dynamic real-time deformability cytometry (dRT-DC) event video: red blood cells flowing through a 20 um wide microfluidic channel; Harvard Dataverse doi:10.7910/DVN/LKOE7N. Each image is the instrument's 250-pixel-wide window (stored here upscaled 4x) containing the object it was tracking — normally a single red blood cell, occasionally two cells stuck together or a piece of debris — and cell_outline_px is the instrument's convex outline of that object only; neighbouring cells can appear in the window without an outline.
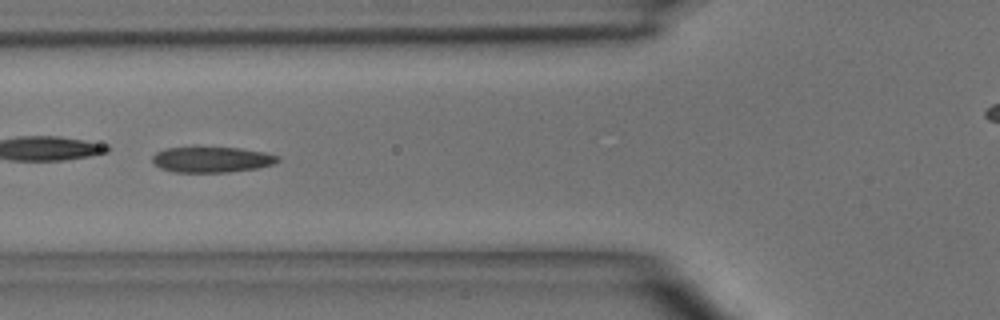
{"species": "common noctule bat (a hibernating species)", "species_latin": "Nyctalus noctula", "temperature_condition": "room temperature", "stored_images_in_passage": 6, "camera_frame_rate_fps": 3000, "um_per_image_px": 0.085, "animal": {"sex": "male", "body_mass_g": 15.6}, "frame": {"image": 1, "passage_image": 4, "time_ms": 3.333, "image_size_px": [1000, 320], "cell_outline_px": [[280, 160], [272, 164], [256, 168], [228, 172], [172, 172], [160, 168], [152, 160], [152, 156], [156, 152], [168, 148], [240, 148], [264, 152], [280, 156]], "centroid_in_image_um": [18.01, 13.57], "position_along_channel_um": 107.8, "area_um2": 18.5}}